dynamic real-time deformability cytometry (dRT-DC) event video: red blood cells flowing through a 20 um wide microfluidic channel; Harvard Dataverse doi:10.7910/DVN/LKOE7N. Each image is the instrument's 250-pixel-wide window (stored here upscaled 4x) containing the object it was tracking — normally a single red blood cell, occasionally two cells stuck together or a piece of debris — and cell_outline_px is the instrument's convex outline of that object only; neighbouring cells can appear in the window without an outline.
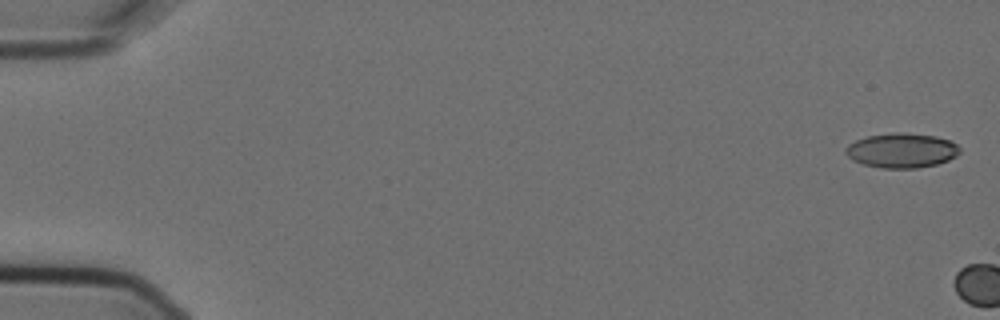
{"species": "Egyptian fruit bat (a non-hibernating species)", "species_latin": "Rousettus aegyptiacus", "temperature_condition": "cold", "stored_images_in_passage": 5, "camera_frame_rate_fps": 3000, "um_per_image_px": 0.085, "animal": {"sex": "female"}, "frame": {"image": 1, "passage_image": 1, "time_ms": 0.0, "image_size_px": [1000, 320], "cell_outline_px": [[960, 152], [956, 156], [948, 160], [936, 164], [916, 168], [880, 168], [864, 164], [852, 160], [844, 152], [844, 148], [848, 144], [856, 140], [868, 136], [892, 132], [904, 132], [936, 136], [948, 140], [956, 144], [960, 148]], "centroid_in_image_um": [76.62, 12.78], "position_along_channel_um": 8.4, "area_um2": 23.12}}